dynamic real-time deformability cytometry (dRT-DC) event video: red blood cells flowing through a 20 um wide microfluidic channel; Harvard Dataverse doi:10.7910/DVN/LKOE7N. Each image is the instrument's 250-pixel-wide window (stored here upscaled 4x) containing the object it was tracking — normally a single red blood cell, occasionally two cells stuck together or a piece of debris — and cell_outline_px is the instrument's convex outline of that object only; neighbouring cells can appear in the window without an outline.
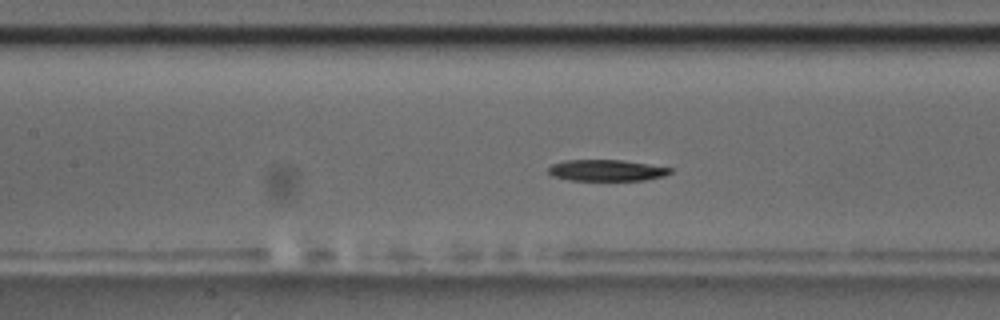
{"species": "common noctule bat (a hibernating species)", "species_latin": "Nyctalus noctula", "temperature_condition": "room temperature", "stored_images_in_passage": 40, "camera_frame_rate_fps": 3000, "um_per_image_px": 0.085, "animal": {"sex": "male", "body_mass_g": 17.5, "forearm_length_mm": 52.3}, "frame": {"image": 1, "passage_image": 9, "time_ms": 2.667, "image_size_px": [1000, 320], "cell_outline_px": [[672, 172], [664, 176], [644, 180], [568, 180], [552, 176], [548, 172], [548, 168], [552, 164], [564, 160], [624, 160], [672, 168]], "centroid_in_image_um": [51.54, 14.48], "position_along_channel_um": 155.9, "area_um2": 15.14}}
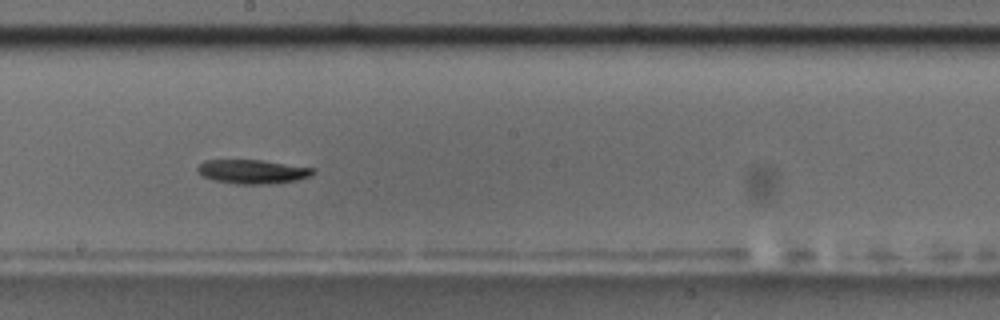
{"frame": {"image": 2, "passage_image": 15, "time_ms": 4.667, "image_size_px": [1000, 320], "cell_outline_px": [[316, 172], [312, 176], [296, 180], [268, 184], [236, 184], [212, 180], [196, 172], [196, 168], [204, 160], [260, 160], [316, 168]], "centroid_in_image_um": [21.47, 14.59], "position_along_channel_um": 226.7, "area_um2": 16.3}}
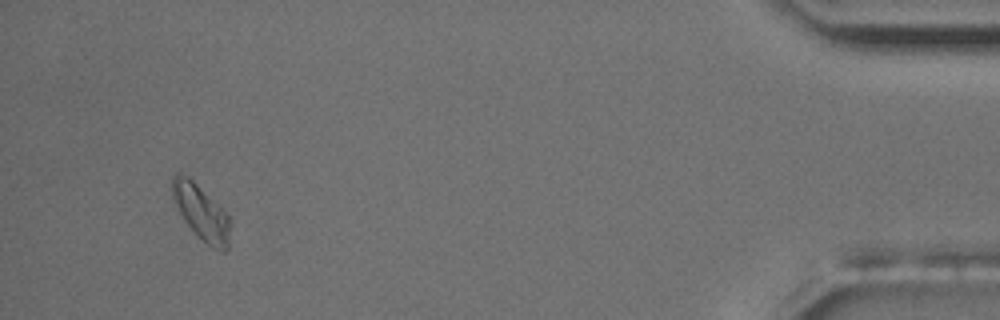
{"frame": {"image": 3, "passage_image": 37, "time_ms": 12.0, "image_size_px": [1000, 320], "cell_outline_px": [[228, 248], [224, 252], [212, 248], [184, 220], [172, 196], [172, 176], [176, 172], [180, 172], [188, 176], [228, 216]], "centroid_in_image_um": [17.06, 18.02], "position_along_channel_um": 418.1, "area_um2": 17.57}}